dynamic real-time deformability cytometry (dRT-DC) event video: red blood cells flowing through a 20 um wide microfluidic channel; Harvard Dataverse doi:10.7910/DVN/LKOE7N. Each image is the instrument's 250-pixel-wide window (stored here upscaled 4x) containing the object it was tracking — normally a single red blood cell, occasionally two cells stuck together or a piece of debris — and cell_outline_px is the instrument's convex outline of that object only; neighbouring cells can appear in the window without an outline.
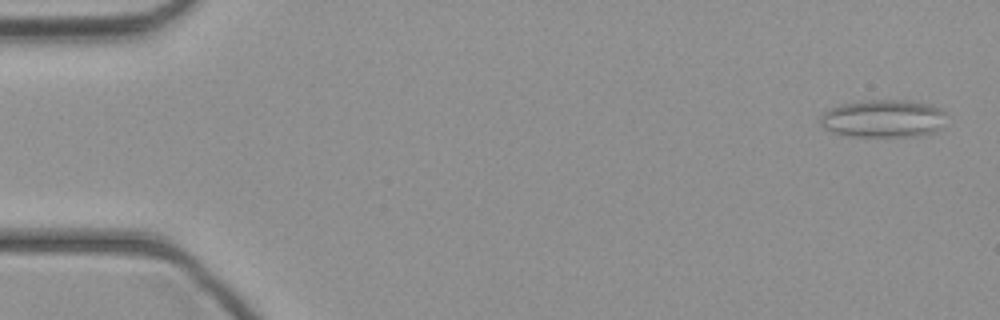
{"species": "common noctule bat (a hibernating species)", "species_latin": "Nyctalus noctula", "temperature_condition": "cold", "stored_images_in_passage": 45, "camera_frame_rate_fps": 3000, "um_per_image_px": 0.085, "animal": {"sex": "female", "body_mass_g": 21.9}, "frame": {"image": 1, "passage_image": 2, "time_ms": 0.333, "image_size_px": [1000, 320], "cell_outline_px": [[948, 112], [940, 128], [936, 132], [924, 136], [848, 136], [832, 132], [824, 128], [820, 124], [820, 116], [828, 108], [840, 104], [864, 100], [908, 100], [932, 104]], "centroid_in_image_um": [75.11, 10.07], "position_along_channel_um": 9.9, "area_um2": 28.32}}
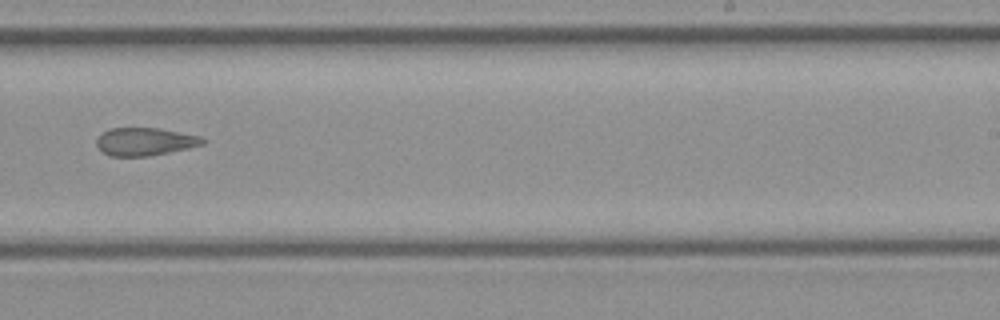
{"frame": {"image": 2, "passage_image": 28, "time_ms": 9.0, "image_size_px": [1000, 320], "cell_outline_px": [[204, 144], [188, 148], [148, 156], [112, 156], [104, 152], [96, 144], [96, 140], [108, 128], [160, 128], [200, 136], [204, 140]], "centroid_in_image_um": [12.32, 12.03], "position_along_channel_um": 276.7, "area_um2": 16.99}}
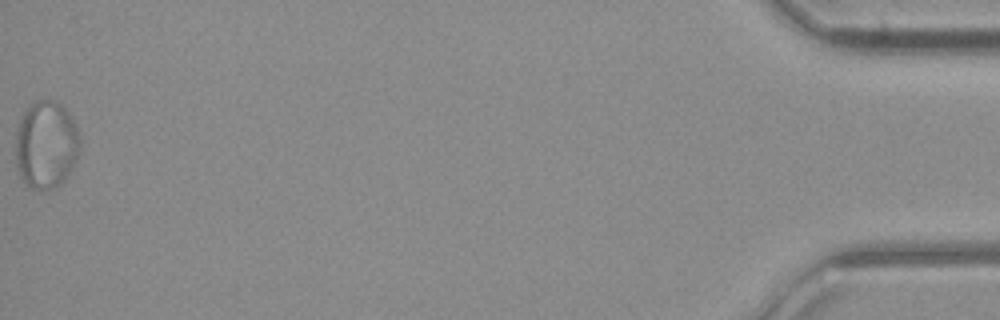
{"frame": {"image": 3, "passage_image": 45, "time_ms": 14.667, "image_size_px": [1000, 320], "cell_outline_px": [[80, 152], [72, 168], [64, 180], [56, 188], [32, 188], [20, 176], [16, 164], [16, 132], [20, 120], [24, 112], [36, 100], [56, 100], [72, 116], [80, 132]], "centroid_in_image_um": [3.95, 12.28], "position_along_channel_um": 431.2, "area_um2": 32.95}}